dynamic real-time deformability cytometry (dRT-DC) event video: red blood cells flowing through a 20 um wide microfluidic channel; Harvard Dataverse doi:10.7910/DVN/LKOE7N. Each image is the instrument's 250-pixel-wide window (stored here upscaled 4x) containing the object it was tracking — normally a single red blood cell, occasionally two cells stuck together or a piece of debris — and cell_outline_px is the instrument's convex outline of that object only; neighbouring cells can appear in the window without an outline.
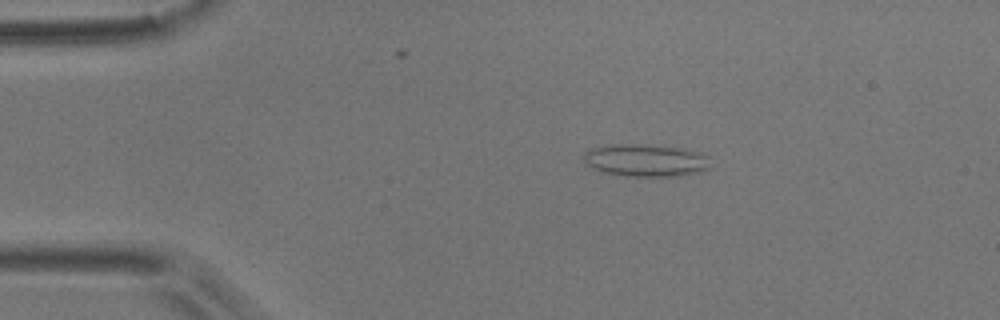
{"species": "common noctule bat (a hibernating species)", "species_latin": "Nyctalus noctula", "temperature_condition": "room temperature", "stored_images_in_passage": 46, "camera_frame_rate_fps": 3000, "um_per_image_px": 0.085, "animal": {"sex": "male", "body_mass_g": 17.9}, "frame": {"image": 1, "passage_image": 2, "time_ms": 0.333, "image_size_px": [1000, 320], "cell_outline_px": [[712, 168], [700, 172], [676, 176], [624, 176], [600, 172], [588, 164], [584, 160], [584, 152], [592, 148], [612, 144], [644, 144], [688, 148], [700, 152], [708, 156]], "centroid_in_image_um": [54.95, 13.62], "position_along_channel_um": 30.1, "area_um2": 24.39}}
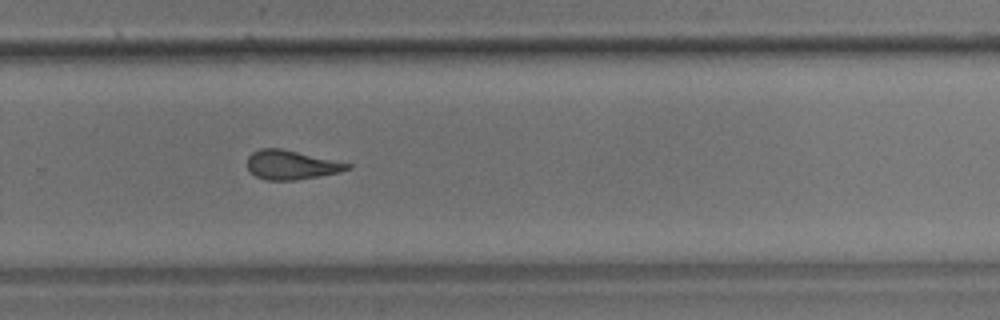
{"frame": {"image": 2, "passage_image": 28, "time_ms": 9.0, "image_size_px": [1000, 320], "cell_outline_px": [[352, 168], [340, 172], [296, 180], [264, 180], [248, 172], [248, 156], [252, 152], [260, 148], [280, 148], [352, 164]], "centroid_in_image_um": [24.73, 14.02], "position_along_channel_um": 305.1, "area_um2": 16.99}}
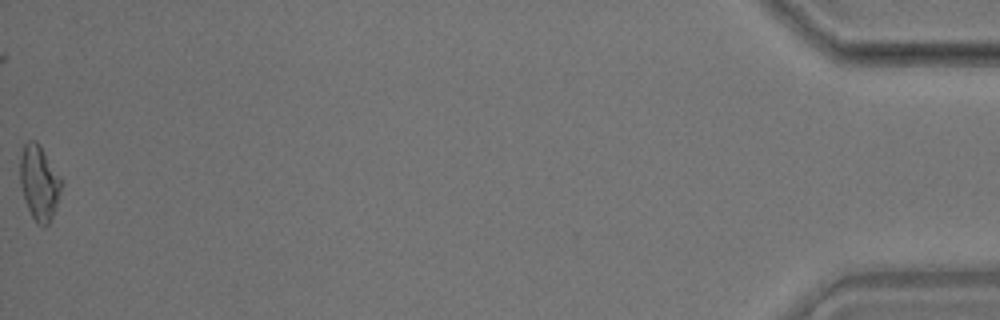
{"frame": {"image": 3, "passage_image": 46, "time_ms": 15.0, "image_size_px": [1000, 320], "cell_outline_px": [[60, 192], [52, 216], [48, 224], [44, 228], [36, 224], [24, 200], [20, 184], [20, 156], [24, 144], [28, 140], [36, 140], [40, 144], [60, 176]], "centroid_in_image_um": [3.3, 15.52], "position_along_channel_um": 431.9, "area_um2": 17.92}, "authors_computed_cell_mechanics": {"area_um2": 17.5712, "velocity_mm_per_s": 3.7344, "shape_relaxation_time_tau1_ms": null, "shape_relaxation_time_tau2_ms": 2.3088, "deformation_change_tau1": null, "deformation_change_tau2": 0.107}}